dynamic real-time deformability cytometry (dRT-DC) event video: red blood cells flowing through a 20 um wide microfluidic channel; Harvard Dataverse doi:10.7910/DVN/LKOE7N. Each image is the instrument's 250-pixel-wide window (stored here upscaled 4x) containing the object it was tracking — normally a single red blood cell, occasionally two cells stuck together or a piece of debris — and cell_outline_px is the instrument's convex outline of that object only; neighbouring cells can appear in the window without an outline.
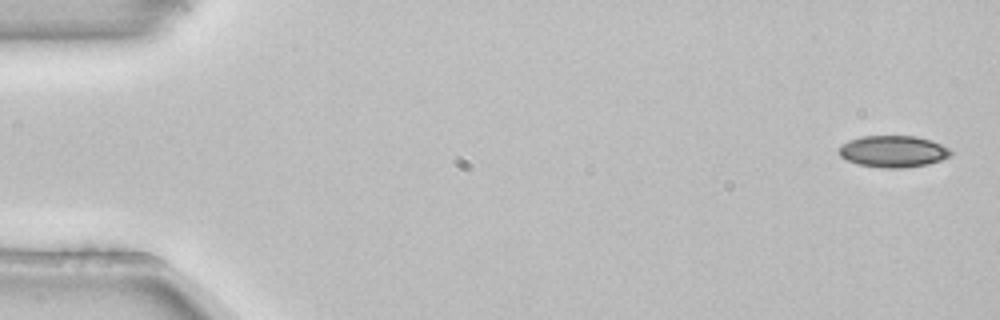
{"species": "common noctule bat (a hibernating species)", "species_latin": "Nyctalus noctula", "temperature_condition": "room temperature", "stored_images_in_passage": 4, "camera_frame_rate_fps": 3000, "um_per_image_px": 0.085, "animal": {"sex": "female", "body_mass_g": 22.7, "forearm_length_mm": 54.2}, "frame": {"image": 1, "passage_image": 1, "time_ms": 0.0, "image_size_px": [1000, 320], "cell_outline_px": [[952, 152], [948, 156], [940, 160], [928, 164], [904, 168], [884, 168], [856, 164], [840, 156], [840, 144], [848, 140], [860, 136], [916, 136], [932, 140], [948, 148]], "centroid_in_image_um": [75.89, 12.86], "position_along_channel_um": 9.1, "area_um2": 20.63}}
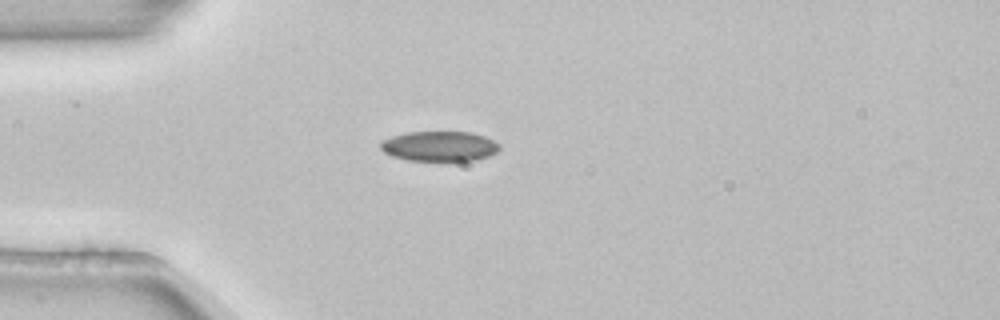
{"frame": {"image": 2, "passage_image": 4, "time_ms": 1.0, "image_size_px": [1000, 320], "cell_outline_px": [[500, 148], [496, 152], [488, 156], [476, 160], [408, 160], [392, 156], [384, 152], [380, 148], [380, 144], [384, 140], [392, 136], [408, 132], [472, 132], [484, 136], [500, 144]], "centroid_in_image_um": [37.36, 12.42], "position_along_channel_um": 47.6, "area_um2": 20.63}}